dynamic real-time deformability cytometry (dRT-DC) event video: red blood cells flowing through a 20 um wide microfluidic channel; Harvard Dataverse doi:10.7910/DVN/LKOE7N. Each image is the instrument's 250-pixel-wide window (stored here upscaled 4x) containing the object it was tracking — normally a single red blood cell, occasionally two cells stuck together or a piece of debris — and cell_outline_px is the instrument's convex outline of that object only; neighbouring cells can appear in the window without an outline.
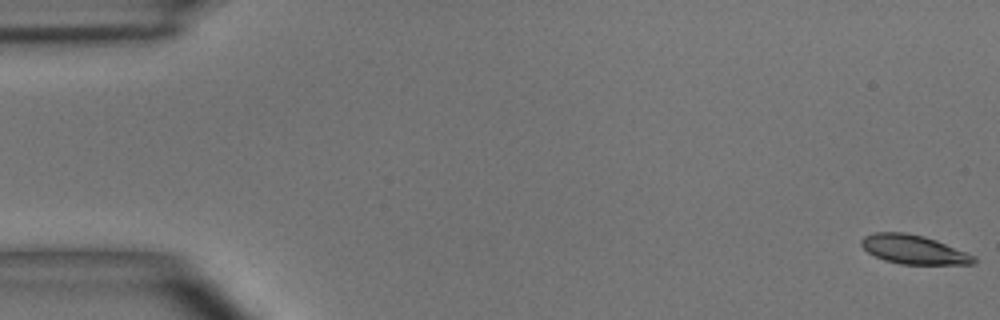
{"species": "common noctule bat (a hibernating species)", "species_latin": "Nyctalus noctula", "temperature_condition": "room temperature", "stored_images_in_passage": 5, "camera_frame_rate_fps": 3000, "um_per_image_px": 0.085, "animal": {"sex": "male", "body_mass_g": 15.6}, "frame": {"image": 1, "passage_image": 1, "time_ms": 0.0, "image_size_px": [1000, 320], "cell_outline_px": [[976, 260], [972, 264], [900, 264], [884, 260], [868, 252], [860, 244], [860, 240], [864, 236], [876, 232], [904, 232], [924, 236], [936, 240], [976, 256]], "centroid_in_image_um": [77.65, 21.2], "position_along_channel_um": 7.4, "area_um2": 18.9}}
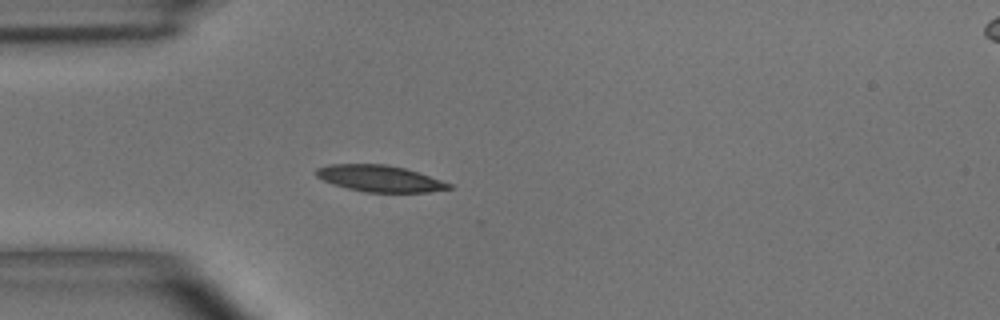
{"frame": {"image": 2, "passage_image": 5, "time_ms": 4.667, "image_size_px": [1000, 320], "cell_outline_px": [[452, 188], [428, 192], [364, 192], [332, 184], [316, 176], [316, 168], [328, 164], [384, 164], [404, 168], [452, 184]], "centroid_in_image_um": [32.24, 15.17], "position_along_channel_um": 52.8, "area_um2": 20.23}}